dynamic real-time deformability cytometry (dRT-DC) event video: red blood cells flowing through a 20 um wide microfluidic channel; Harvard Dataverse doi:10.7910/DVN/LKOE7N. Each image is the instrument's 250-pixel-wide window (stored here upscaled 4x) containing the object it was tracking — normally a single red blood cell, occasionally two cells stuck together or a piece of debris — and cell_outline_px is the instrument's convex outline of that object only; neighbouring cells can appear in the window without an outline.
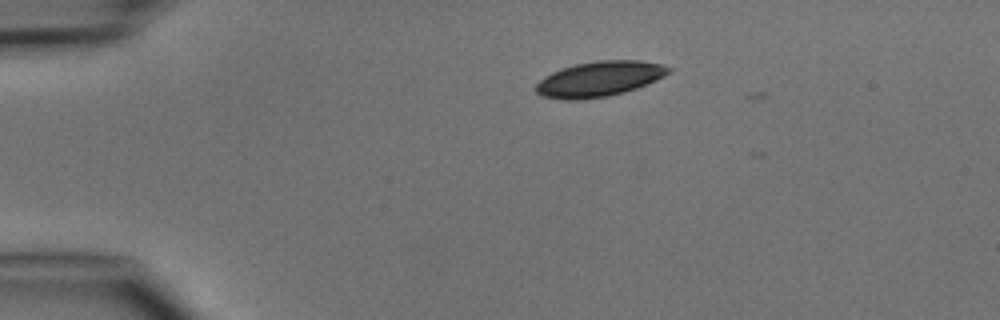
{"species": "common noctule bat (a hibernating species)", "species_latin": "Nyctalus noctula", "temperature_condition": "cold", "stored_images_in_passage": 2, "camera_frame_rate_fps": 3000, "um_per_image_px": 0.085, "animal": {"sex": "male", "body_mass_g": 15.6}, "frame": {"image": 1, "passage_image": 1, "time_ms": 0.0, "image_size_px": [1000, 320], "cell_outline_px": [[672, 72], [656, 80], [636, 88], [624, 92], [608, 96], [580, 100], [564, 100], [540, 96], [532, 88], [544, 76], [560, 68], [576, 64], [596, 60], [640, 60], [660, 64], [672, 68]], "centroid_in_image_um": [50.9, 6.71], "position_along_channel_um": 34.1, "area_um2": 27.51}}